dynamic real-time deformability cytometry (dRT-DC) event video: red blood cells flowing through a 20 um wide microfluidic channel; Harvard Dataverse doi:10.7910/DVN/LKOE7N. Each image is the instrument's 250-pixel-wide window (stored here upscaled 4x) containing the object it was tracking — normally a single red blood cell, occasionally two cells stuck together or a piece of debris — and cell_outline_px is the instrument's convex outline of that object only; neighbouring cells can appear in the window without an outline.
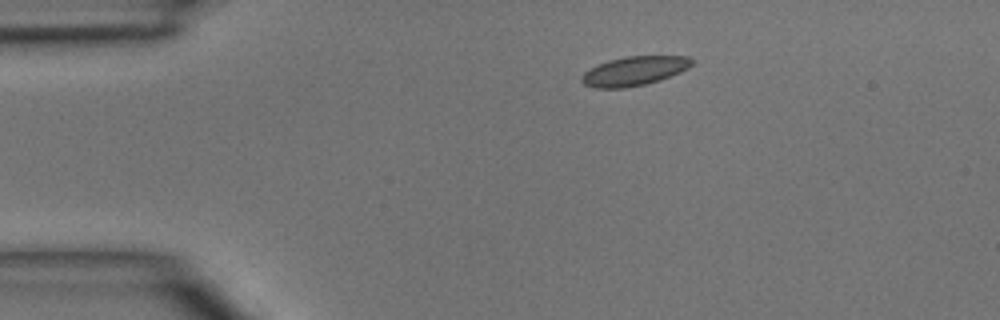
{"species": "common noctule bat (a hibernating species)", "species_latin": "Nyctalus noctula", "temperature_condition": "room temperature", "stored_images_in_passage": 3, "camera_frame_rate_fps": 3000, "um_per_image_px": 0.085, "animal": {"sex": "male", "body_mass_g": 15.6}, "frame": {"image": 1, "passage_image": 1, "time_ms": 0.0, "image_size_px": [1000, 320], "cell_outline_px": [[692, 64], [688, 68], [680, 72], [660, 80], [644, 84], [624, 88], [592, 88], [584, 84], [580, 80], [580, 76], [584, 72], [608, 60], [624, 56], [688, 56], [692, 60]], "centroid_in_image_um": [53.88, 6.04], "position_along_channel_um": 31.1, "area_um2": 18.67}}
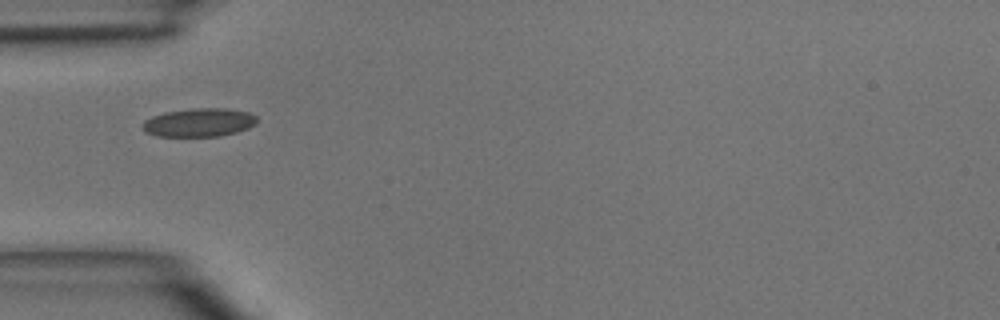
{"frame": {"image": 2, "passage_image": 2, "time_ms": 2.0, "image_size_px": [1000, 320], "cell_outline_px": [[256, 124], [248, 128], [236, 132], [220, 136], [156, 136], [144, 132], [144, 120], [152, 116], [164, 112], [196, 108], [224, 108], [248, 112], [256, 116]], "centroid_in_image_um": [16.92, 10.41], "position_along_channel_um": 68.1, "area_um2": 18.9}}
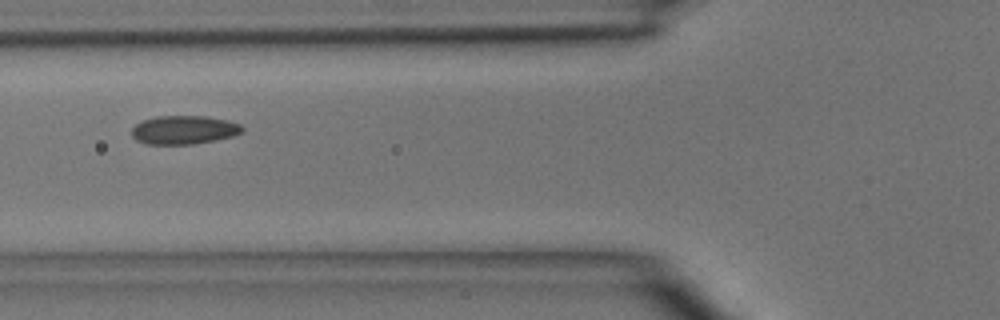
{"frame": {"image": 3, "passage_image": 3, "time_ms": 3.0, "image_size_px": [1000, 320], "cell_outline_px": [[244, 132], [236, 136], [216, 140], [192, 144], [144, 144], [136, 140], [132, 136], [132, 128], [140, 120], [156, 116], [204, 116], [228, 120], [240, 124], [244, 128]], "centroid_in_image_um": [15.65, 11.04], "position_along_channel_um": 110.2, "area_um2": 18.73}}